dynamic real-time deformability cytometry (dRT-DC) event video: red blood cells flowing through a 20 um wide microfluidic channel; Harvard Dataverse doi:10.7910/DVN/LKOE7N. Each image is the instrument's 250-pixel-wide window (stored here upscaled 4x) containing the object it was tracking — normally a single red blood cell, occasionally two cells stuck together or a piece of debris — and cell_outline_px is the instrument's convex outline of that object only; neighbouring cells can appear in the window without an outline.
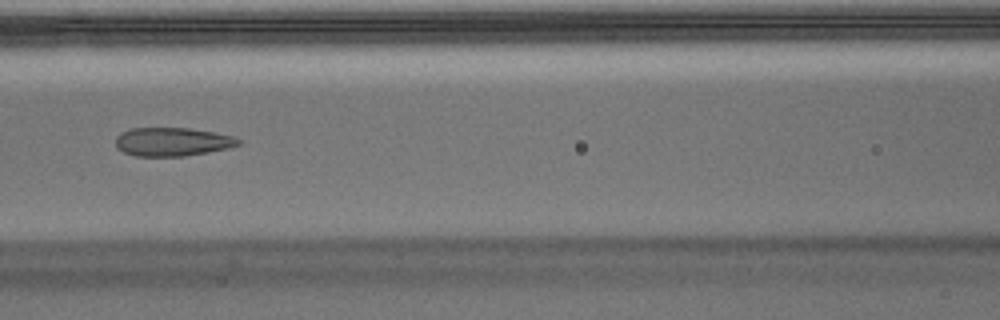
{"species": "Egyptian fruit bat (a non-hibernating species)", "species_latin": "Rousettus aegyptiacus", "temperature_condition": "warm", "stored_images_in_passage": 45, "camera_frame_rate_fps": 3000, "um_per_image_px": 0.085, "animal": {"sex": "male"}, "frame": {"image": 1, "passage_image": 20, "time_ms": 6.333, "image_size_px": [1000, 320], "cell_outline_px": [[244, 140], [240, 144], [228, 148], [184, 156], [136, 156], [124, 152], [116, 148], [116, 136], [120, 132], [132, 128], [188, 128], [236, 136]], "centroid_in_image_um": [14.66, 12.05], "position_along_channel_um": 151.9, "area_um2": 20.52}}
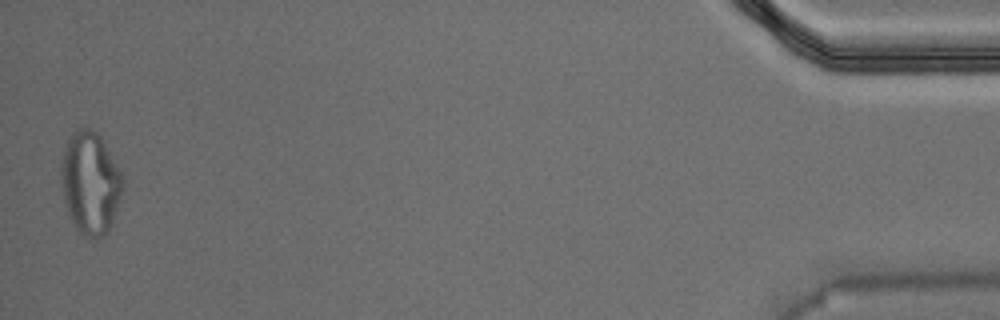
{"frame": {"image": 2, "passage_image": 45, "time_ms": 14.667, "image_size_px": [1000, 320], "cell_outline_px": [[124, 184], [108, 232], [104, 236], [96, 240], [84, 236], [76, 228], [68, 216], [64, 200], [60, 172], [60, 168], [64, 148], [68, 136], [72, 132], [80, 128], [88, 128], [96, 132], [100, 136], [124, 176]], "centroid_in_image_um": [7.66, 15.55], "position_along_channel_um": 427.5, "area_um2": 36.93}}